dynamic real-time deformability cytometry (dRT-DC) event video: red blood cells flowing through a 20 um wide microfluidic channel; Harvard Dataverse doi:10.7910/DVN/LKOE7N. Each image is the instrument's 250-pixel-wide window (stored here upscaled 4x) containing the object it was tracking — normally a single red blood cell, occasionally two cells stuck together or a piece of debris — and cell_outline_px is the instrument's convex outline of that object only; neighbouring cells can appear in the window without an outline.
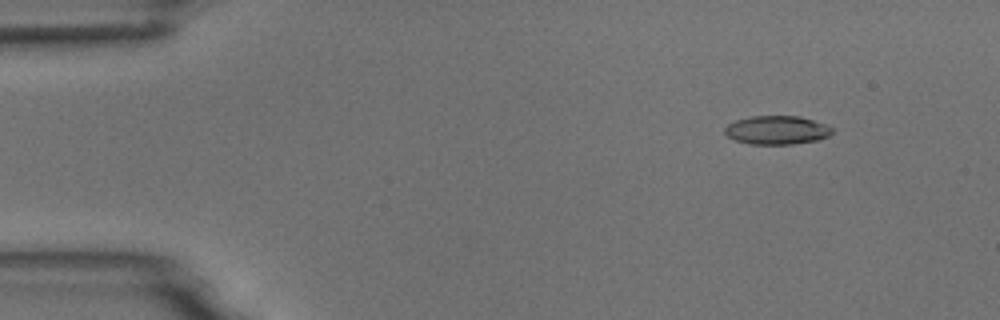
{"species": "common noctule bat (a hibernating species)", "species_latin": "Nyctalus noctula", "temperature_condition": "room temperature", "stored_images_in_passage": 5, "camera_frame_rate_fps": 3000, "um_per_image_px": 0.085, "animal": {"sex": "male", "body_mass_g": 18.8}, "frame": {"image": 1, "passage_image": 2, "time_ms": 1.333, "image_size_px": [1000, 320], "cell_outline_px": [[836, 128], [828, 136], [816, 140], [792, 144], [748, 144], [736, 140], [728, 136], [724, 132], [724, 128], [728, 124], [736, 120], [752, 116], [796, 116], [812, 120]], "centroid_in_image_um": [66.03, 11.06], "position_along_channel_um": 19.0, "area_um2": 17.8}}
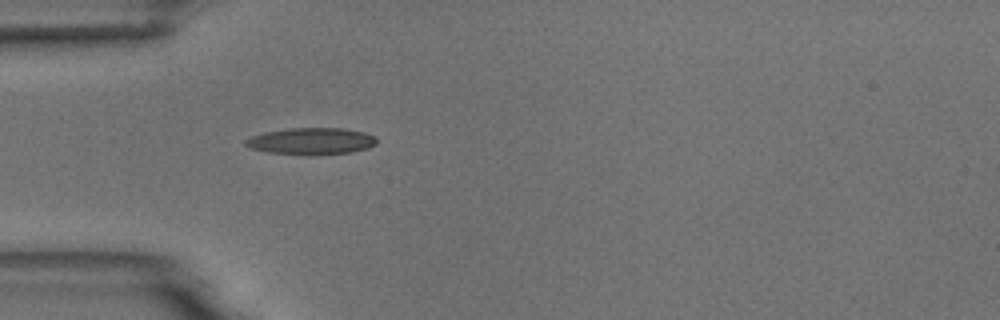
{"frame": {"image": 2, "passage_image": 5, "time_ms": 4.667, "image_size_px": [1000, 320], "cell_outline_px": [[376, 144], [368, 148], [352, 152], [308, 156], [268, 152], [252, 148], [244, 144], [244, 140], [252, 136], [264, 132], [288, 128], [344, 128], [364, 132], [376, 136]], "centroid_in_image_um": [26.48, 12.0], "position_along_channel_um": 58.5, "area_um2": 20.69}}